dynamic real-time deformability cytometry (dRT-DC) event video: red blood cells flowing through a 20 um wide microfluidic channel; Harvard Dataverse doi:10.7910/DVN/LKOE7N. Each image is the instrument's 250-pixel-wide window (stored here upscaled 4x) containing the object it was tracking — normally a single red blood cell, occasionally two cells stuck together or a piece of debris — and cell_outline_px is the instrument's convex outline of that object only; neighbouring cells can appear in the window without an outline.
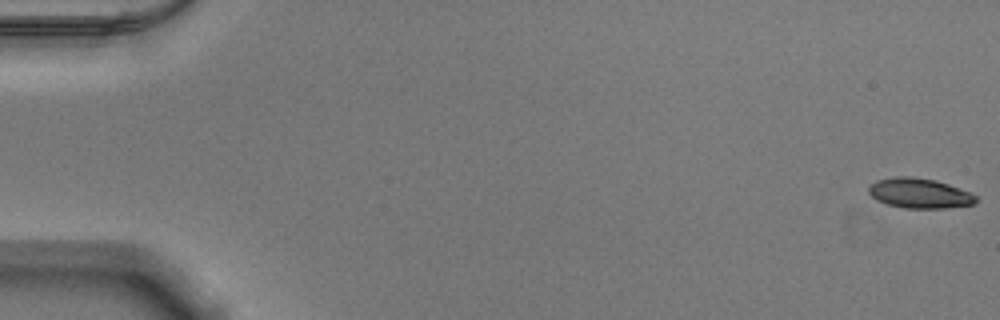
{"species": "Egyptian fruit bat (a non-hibernating species)", "species_latin": "Rousettus aegyptiacus", "temperature_condition": "warm", "stored_images_in_passage": 54, "camera_frame_rate_fps": 3000, "um_per_image_px": 0.085, "animal": {"sex": "male"}, "frame": {"image": 1, "passage_image": 1, "time_ms": 0.0, "image_size_px": [1000, 320], "cell_outline_px": [[976, 204], [944, 208], [904, 208], [888, 204], [876, 200], [868, 192], [868, 188], [876, 180], [896, 176], [912, 176], [936, 180], [972, 192], [976, 196]], "centroid_in_image_um": [78.17, 16.42], "position_along_channel_um": 6.8, "area_um2": 18.84}}
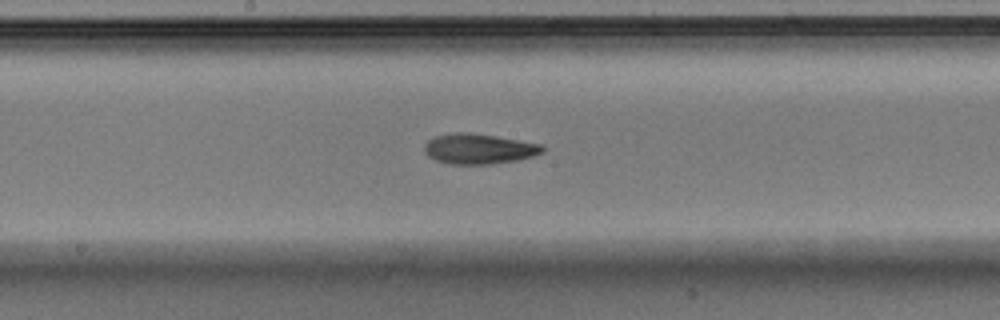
{"frame": {"image": 2, "passage_image": 29, "time_ms": 9.333, "image_size_px": [1000, 320], "cell_outline_px": [[544, 152], [532, 156], [516, 160], [492, 164], [448, 164], [436, 160], [428, 156], [424, 152], [424, 144], [428, 140], [436, 136], [456, 132], [468, 132], [496, 136], [544, 144]], "centroid_in_image_um": [40.71, 12.65], "position_along_channel_um": 207.5, "area_um2": 20.92}}
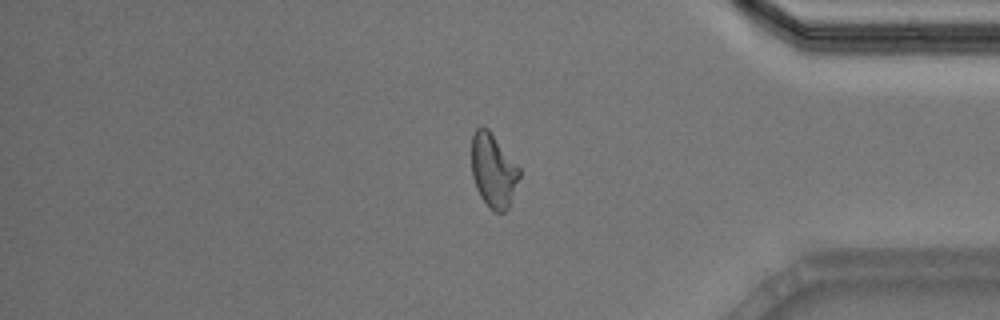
{"frame": {"image": 3, "passage_image": 45, "time_ms": 14.667, "image_size_px": [1000, 320], "cell_outline_px": [[520, 176], [508, 208], [504, 212], [492, 212], [488, 208], [480, 196], [476, 188], [472, 176], [472, 136], [476, 128], [488, 128], [520, 168]], "centroid_in_image_um": [41.93, 14.52], "position_along_channel_um": 393.3, "area_um2": 20.52}}